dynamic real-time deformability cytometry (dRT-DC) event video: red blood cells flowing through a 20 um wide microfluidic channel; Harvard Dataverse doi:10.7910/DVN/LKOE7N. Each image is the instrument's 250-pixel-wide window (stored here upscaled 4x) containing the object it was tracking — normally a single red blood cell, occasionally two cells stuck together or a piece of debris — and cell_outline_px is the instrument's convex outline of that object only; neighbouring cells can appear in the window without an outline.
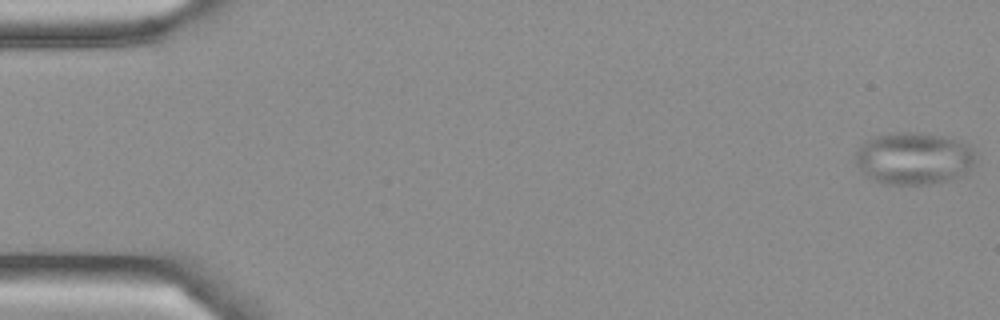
{"species": "Egyptian fruit bat (a non-hibernating species)", "species_latin": "Rousettus aegyptiacus", "temperature_condition": "cold", "stored_images_in_passage": 5, "camera_frame_rate_fps": 3000, "um_per_image_px": 0.085, "frame": {"image": 1, "passage_image": 1, "time_ms": 0.0, "image_size_px": [1000, 320], "cell_outline_px": [[976, 156], [972, 164], [960, 176], [948, 180], [932, 184], [880, 184], [868, 176], [856, 164], [856, 148], [868, 140], [876, 136], [888, 132], [928, 132], [944, 136], [972, 144], [976, 152]], "centroid_in_image_um": [77.69, 13.43], "position_along_channel_um": 7.3, "area_um2": 36.99}}